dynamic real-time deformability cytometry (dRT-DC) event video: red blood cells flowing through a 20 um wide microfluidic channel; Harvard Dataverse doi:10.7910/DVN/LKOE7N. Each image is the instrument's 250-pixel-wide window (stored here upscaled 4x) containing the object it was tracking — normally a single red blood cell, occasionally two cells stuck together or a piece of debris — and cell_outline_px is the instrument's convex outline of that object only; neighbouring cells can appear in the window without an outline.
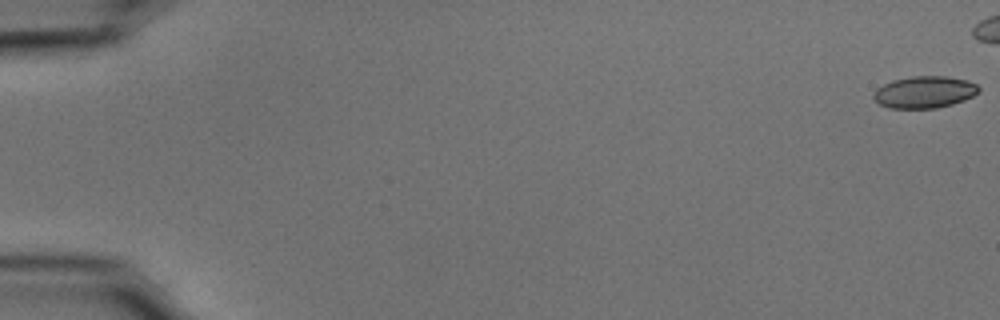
{"species": "common noctule bat (a hibernating species)", "species_latin": "Nyctalus noctula", "temperature_condition": "cold", "stored_images_in_passage": 46, "camera_frame_rate_fps": 3000, "um_per_image_px": 0.085, "animal": {"sex": "male", "body_mass_g": 15.6}, "frame": {"image": 1, "passage_image": 1, "time_ms": 0.0, "image_size_px": [1000, 320], "cell_outline_px": [[980, 92], [964, 100], [952, 104], [936, 108], [888, 108], [880, 104], [872, 96], [876, 88], [892, 80], [912, 76], [948, 76], [968, 80], [976, 84], [980, 88]], "centroid_in_image_um": [78.59, 7.82], "position_along_channel_um": 6.4, "area_um2": 19.65}}
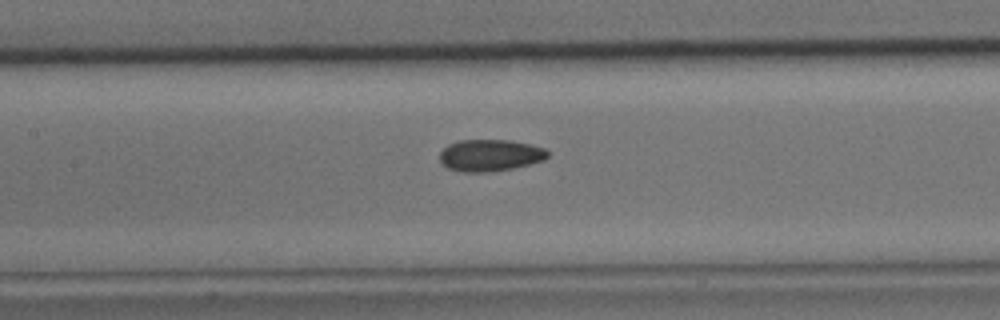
{"frame": {"image": 2, "passage_image": 27, "time_ms": 8.667, "image_size_px": [1000, 320], "cell_outline_px": [[548, 156], [544, 160], [512, 168], [488, 172], [464, 172], [448, 168], [440, 160], [440, 152], [448, 144], [460, 140], [508, 140], [532, 144], [544, 148], [548, 152]], "centroid_in_image_um": [41.66, 13.19], "position_along_channel_um": 165.7, "area_um2": 19.88}}
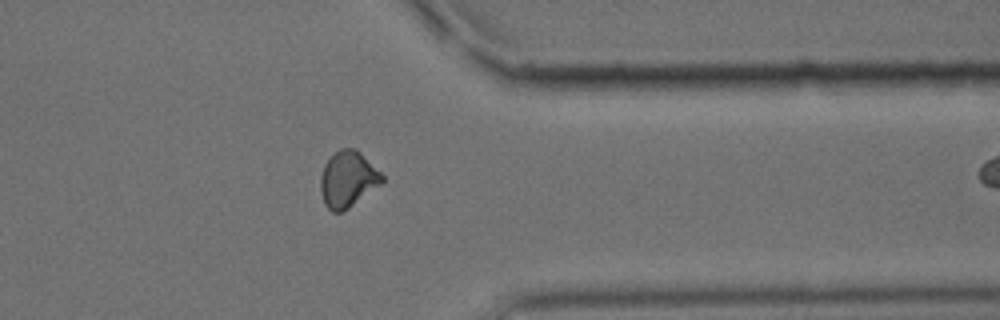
{"frame": {"image": 3, "passage_image": 45, "time_ms": 14.667, "image_size_px": [1000, 320], "cell_outline_px": [[384, 180], [380, 184], [348, 208], [340, 212], [332, 212], [324, 204], [320, 192], [320, 176], [324, 164], [340, 148], [356, 148], [384, 176]], "centroid_in_image_um": [29.53, 15.23], "position_along_channel_um": 381.9, "area_um2": 19.88}}